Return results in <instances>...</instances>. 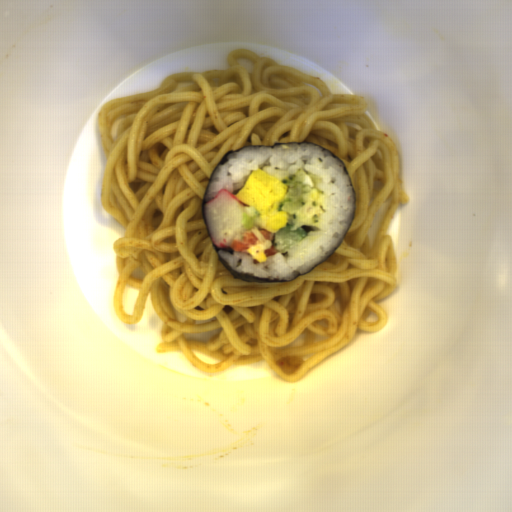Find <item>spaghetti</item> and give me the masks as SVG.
I'll return each instance as SVG.
<instances>
[{"label":"spaghetti","instance_id":"1","mask_svg":"<svg viewBox=\"0 0 512 512\" xmlns=\"http://www.w3.org/2000/svg\"><path fill=\"white\" fill-rule=\"evenodd\" d=\"M225 69L176 72L160 86L106 101L97 116L106 159L103 209L124 228L112 247L117 318L141 322L148 295L161 321L157 353L181 352L205 373L265 361L295 382L349 345L357 330L380 332L377 301L398 287L387 231L408 202L399 150L366 113L362 96L332 93L325 82L247 48ZM314 142L348 167L357 217L326 261L288 283L236 279L217 258L201 208L209 177L227 151L244 145ZM393 199L372 243L369 227ZM139 291L124 314V287ZM225 305L233 307L228 315ZM221 334L203 342L185 332ZM304 357L291 375L275 363Z\"/></svg>","mask_w":512,"mask_h":512}]
</instances>
